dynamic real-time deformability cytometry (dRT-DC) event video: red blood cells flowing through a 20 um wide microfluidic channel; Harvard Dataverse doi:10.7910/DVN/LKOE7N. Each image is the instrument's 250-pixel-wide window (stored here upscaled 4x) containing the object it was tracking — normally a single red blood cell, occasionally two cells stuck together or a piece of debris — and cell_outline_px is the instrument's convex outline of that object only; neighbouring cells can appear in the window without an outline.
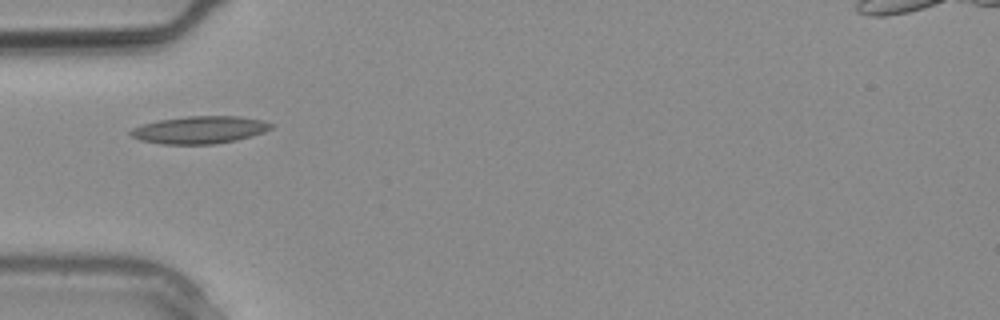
{"species": "common noctule bat (a hibernating species)", "species_latin": "Nyctalus noctula", "temperature_condition": "warm", "stored_images_in_passage": 4, "camera_frame_rate_fps": 3000, "um_per_image_px": 0.085, "animal": {"sex": "male", "body_mass_g": 20.4}, "frame": {"image": 1, "passage_image": 1, "time_ms": 0.0, "image_size_px": [1000, 320], "cell_outline_px": [[276, 124], [272, 128], [264, 132], [236, 140], [212, 144], [160, 144], [140, 140], [132, 136], [128, 132], [132, 128], [140, 124], [160, 120], [188, 116], [240, 116], [264, 120]], "centroid_in_image_um": [16.98, 11.03], "position_along_channel_um": 68.0, "area_um2": 22.6}}